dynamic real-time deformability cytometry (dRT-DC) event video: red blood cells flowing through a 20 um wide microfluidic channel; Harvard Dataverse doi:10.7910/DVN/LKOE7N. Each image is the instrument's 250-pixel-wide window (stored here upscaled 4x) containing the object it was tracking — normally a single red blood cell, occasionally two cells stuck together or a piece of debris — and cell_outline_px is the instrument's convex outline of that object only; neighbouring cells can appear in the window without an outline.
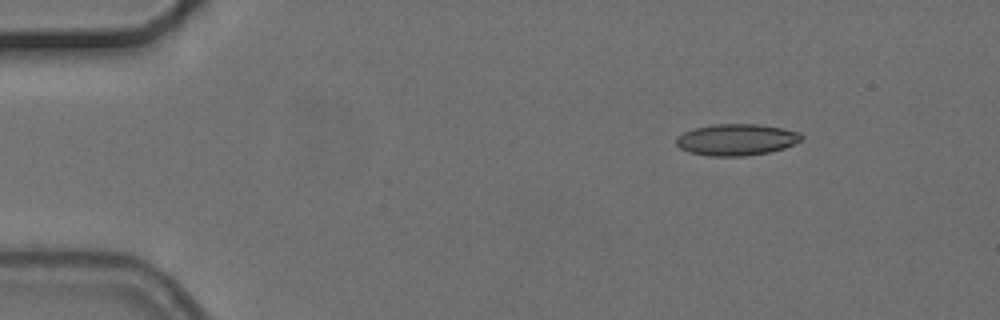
{"species": "common noctule bat (a hibernating species)", "species_latin": "Nyctalus noctula", "temperature_condition": "cold", "stored_images_in_passage": 3, "camera_frame_rate_fps": 3000, "um_per_image_px": 0.085, "animal": {"sex": "female", "body_mass_g": 24.6, "forearm_length_mm": 56.2}, "frame": {"image": 1, "passage_image": 1, "time_ms": 0.0, "image_size_px": [1000, 320], "cell_outline_px": [[804, 136], [800, 140], [784, 148], [768, 152], [744, 156], [708, 156], [688, 152], [680, 148], [676, 144], [676, 136], [692, 128], [716, 124], [760, 124], [784, 128], [800, 132]], "centroid_in_image_um": [62.58, 11.86], "position_along_channel_um": 22.4, "area_um2": 23.12}}